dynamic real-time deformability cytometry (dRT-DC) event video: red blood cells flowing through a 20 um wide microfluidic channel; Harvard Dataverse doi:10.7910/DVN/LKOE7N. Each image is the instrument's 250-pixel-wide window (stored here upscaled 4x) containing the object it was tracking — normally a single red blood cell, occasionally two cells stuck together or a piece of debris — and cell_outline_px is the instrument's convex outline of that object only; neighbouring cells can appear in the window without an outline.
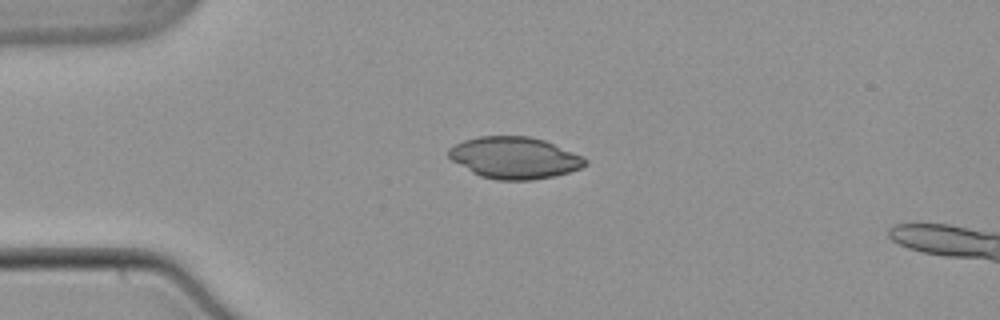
{"species": "common noctule bat (a hibernating species)", "species_latin": "Nyctalus noctula", "temperature_condition": "warm", "stored_images_in_passage": 26, "camera_frame_rate_fps": 3000, "um_per_image_px": 0.085, "animal": {"sex": "male", "body_mass_g": 21.5, "forearm_length_mm": 52.0}, "frame": {"image": 1, "passage_image": 1, "time_ms": 0.0, "image_size_px": [1000, 320], "cell_outline_px": [[588, 164], [580, 168], [568, 172], [552, 176], [532, 180], [500, 180], [480, 176], [472, 172], [452, 160], [448, 156], [448, 148], [464, 140], [476, 136], [528, 136], [544, 140], [580, 156], [588, 160]], "centroid_in_image_um": [43.7, 13.41], "position_along_channel_um": 41.3, "area_um2": 32.83}}
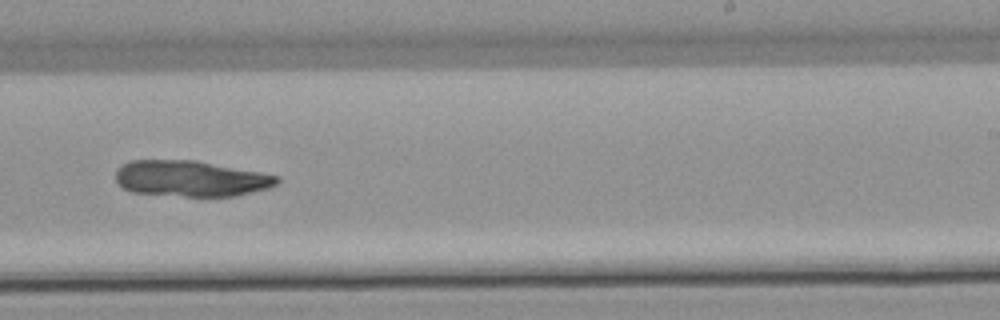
{"frame": {"image": 2, "passage_image": 21, "time_ms": 6.667, "image_size_px": [1000, 320], "cell_outline_px": [[280, 180], [276, 184], [268, 188], [236, 196], [184, 196], [132, 192], [124, 188], [116, 180], [116, 168], [128, 160], [196, 160], [260, 172], [276, 176]], "centroid_in_image_um": [16.18, 15.17], "position_along_channel_um": 272.8, "area_um2": 33.7}}
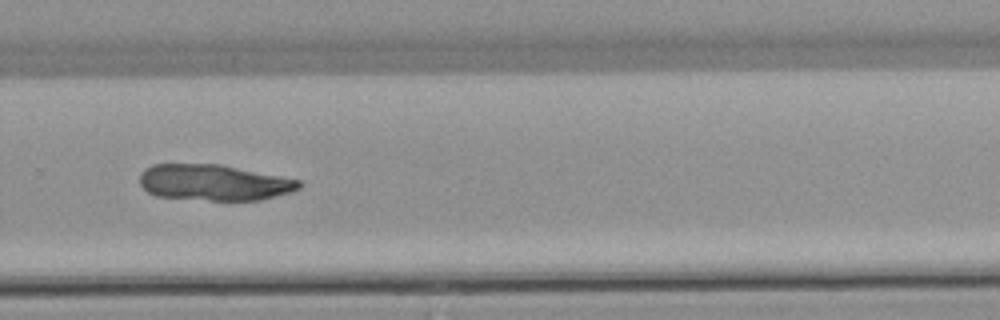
{"frame": {"image": 3, "passage_image": 24, "time_ms": 7.667, "image_size_px": [1000, 320], "cell_outline_px": [[304, 184], [300, 188], [288, 192], [260, 200], [212, 200], [156, 196], [148, 192], [140, 184], [140, 172], [144, 168], [152, 164], [220, 164], [300, 180]], "centroid_in_image_um": [18.15, 15.5], "position_along_channel_um": 311.6, "area_um2": 33.29}}